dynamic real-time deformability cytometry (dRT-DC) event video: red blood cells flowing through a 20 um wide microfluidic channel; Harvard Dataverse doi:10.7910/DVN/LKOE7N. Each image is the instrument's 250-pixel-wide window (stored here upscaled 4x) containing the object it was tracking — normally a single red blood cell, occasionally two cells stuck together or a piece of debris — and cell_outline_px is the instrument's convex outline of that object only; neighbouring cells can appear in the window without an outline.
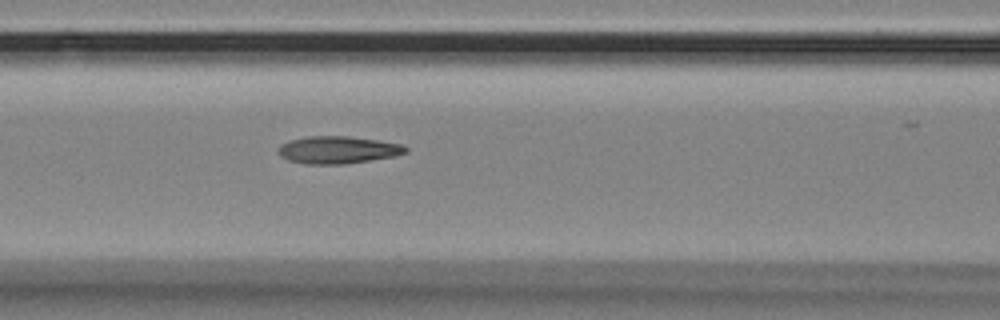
{"species": "Egyptian fruit bat (a non-hibernating species)", "species_latin": "Rousettus aegyptiacus", "temperature_condition": "room temperature", "stored_images_in_passage": 43, "camera_frame_rate_fps": 3000, "um_per_image_px": 0.085, "animal": {"sex": "female"}, "frame": {"image": 1, "passage_image": 19, "time_ms": 6.0, "image_size_px": [1000, 320], "cell_outline_px": [[408, 152], [396, 156], [344, 164], [304, 164], [288, 160], [280, 156], [276, 152], [280, 144], [288, 140], [308, 136], [348, 136], [380, 140], [404, 144], [408, 148]], "centroid_in_image_um": [28.72, 12.73], "position_along_channel_um": 137.9, "area_um2": 20.69}}
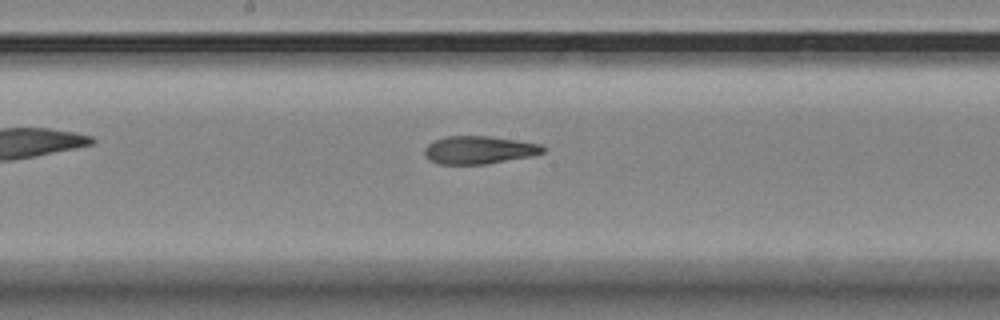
{"frame": {"image": 2, "passage_image": 25, "time_ms": 8.0, "image_size_px": [1000, 320], "cell_outline_px": [[544, 152], [532, 156], [488, 164], [436, 164], [428, 160], [424, 156], [424, 148], [428, 144], [444, 136], [488, 136], [516, 140], [540, 144], [544, 148]], "centroid_in_image_um": [40.67, 12.76], "position_along_channel_um": 207.5, "area_um2": 19.36}}
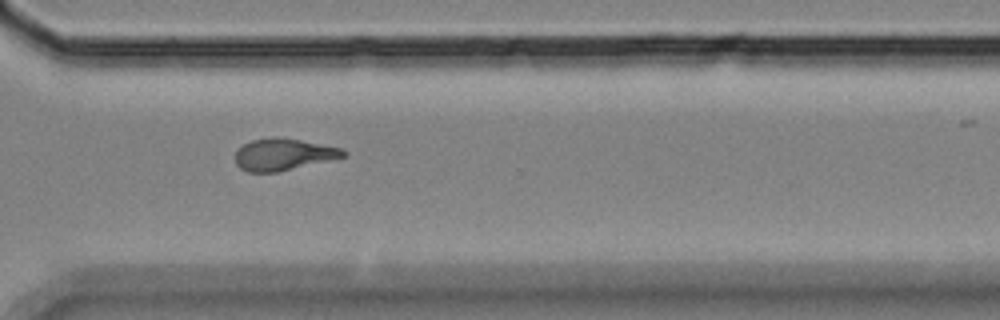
{"frame": {"image": 3, "passage_image": 37, "time_ms": 12.0, "image_size_px": [1000, 320], "cell_outline_px": [[348, 156], [276, 172], [248, 172], [240, 168], [236, 164], [236, 148], [252, 140], [272, 136], [276, 136], [300, 140], [340, 148], [348, 152]], "centroid_in_image_um": [24.07, 13.12], "position_along_channel_um": 346.5, "area_um2": 20.0}}